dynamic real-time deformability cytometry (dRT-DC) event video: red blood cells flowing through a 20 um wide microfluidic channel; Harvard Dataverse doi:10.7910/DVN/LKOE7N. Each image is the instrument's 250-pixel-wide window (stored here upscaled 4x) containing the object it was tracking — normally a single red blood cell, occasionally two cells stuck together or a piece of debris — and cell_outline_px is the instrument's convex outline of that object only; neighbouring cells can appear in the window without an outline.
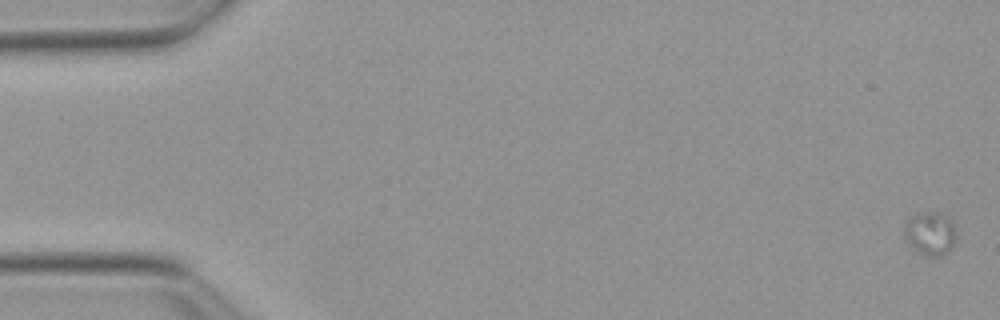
{"species": "Egyptian fruit bat (a non-hibernating species)", "species_latin": "Rousettus aegyptiacus", "temperature_condition": "warm", "stored_images_in_passage": 6, "camera_frame_rate_fps": 3000, "um_per_image_px": 0.085, "animal": {"sex": "female"}, "frame": {"image": 1, "passage_image": 1, "time_ms": 0.0, "image_size_px": [1000, 320], "cell_outline_px": [[956, 240], [952, 248], [948, 252], [940, 256], [924, 256], [916, 252], [908, 244], [904, 236], [904, 228], [908, 216], [916, 212], [940, 212], [948, 216], [952, 220], [956, 232]], "centroid_in_image_um": [79.06, 19.83], "position_along_channel_um": 5.9, "area_um2": 13.76}}